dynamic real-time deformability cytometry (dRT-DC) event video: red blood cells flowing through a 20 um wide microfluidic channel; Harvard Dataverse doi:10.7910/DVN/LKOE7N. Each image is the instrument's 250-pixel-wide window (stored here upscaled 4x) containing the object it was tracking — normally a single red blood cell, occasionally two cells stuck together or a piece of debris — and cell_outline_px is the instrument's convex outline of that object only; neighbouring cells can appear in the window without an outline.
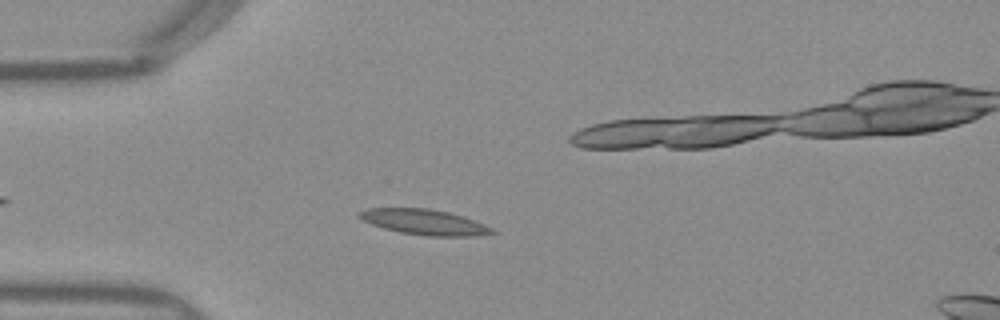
{"species": "Egyptian fruit bat (a non-hibernating species)", "species_latin": "Rousettus aegyptiacus", "temperature_condition": "warm", "stored_images_in_passage": 38, "camera_frame_rate_fps": 3000, "um_per_image_px": 0.085, "frame": {"image": 1, "passage_image": 4, "time_ms": 1.0, "image_size_px": [1000, 320], "cell_outline_px": [[496, 232], [472, 236], [424, 236], [400, 232], [384, 228], [372, 224], [356, 216], [356, 212], [368, 208], [428, 208], [448, 212], [464, 216], [484, 224], [492, 228]], "centroid_in_image_um": [36.03, 18.87], "position_along_channel_um": 49.0, "area_um2": 19.65}}
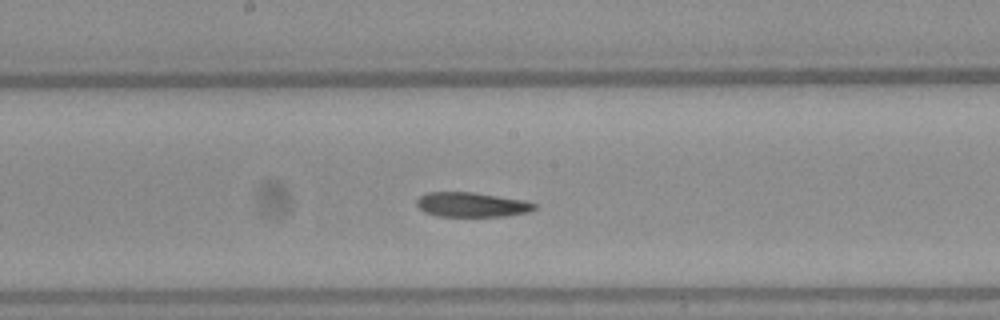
{"frame": {"image": 2, "passage_image": 17, "time_ms": 5.333, "image_size_px": [1000, 320], "cell_outline_px": [[540, 204], [536, 208], [528, 212], [504, 216], [436, 216], [424, 212], [416, 204], [416, 200], [420, 196], [428, 192], [472, 192], [524, 200]], "centroid_in_image_um": [40.11, 17.39], "position_along_channel_um": 208.1, "area_um2": 16.94}}
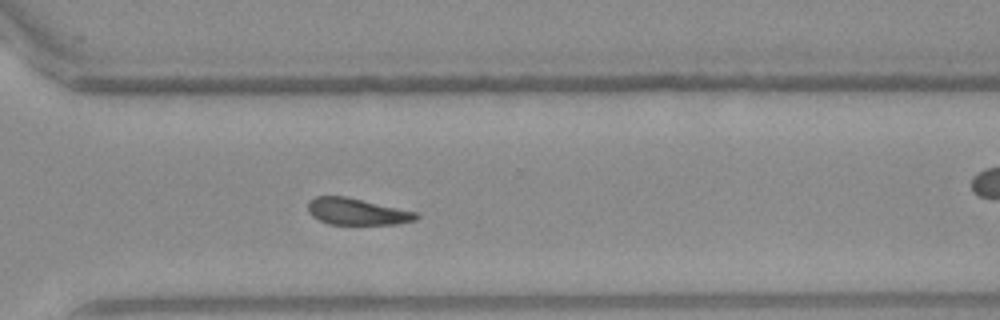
{"frame": {"image": 3, "passage_image": 27, "time_ms": 8.667, "image_size_px": [1000, 320], "cell_outline_px": [[420, 216], [416, 220], [396, 224], [328, 224], [312, 216], [308, 212], [308, 200], [316, 196], [344, 196], [416, 212]], "centroid_in_image_um": [30.31, 17.99], "position_along_channel_um": 340.3, "area_um2": 16.65}, "authors_computed_cell_mechanics": {"area_um2": 17.8024, "velocity_mm_per_s": 3.9721, "shape_relaxation_time_tau1_ms": null, "shape_relaxation_time_tau2_ms": 5.9468, "deformation_change_tau1": null, "deformation_change_tau2": 0.1394}}